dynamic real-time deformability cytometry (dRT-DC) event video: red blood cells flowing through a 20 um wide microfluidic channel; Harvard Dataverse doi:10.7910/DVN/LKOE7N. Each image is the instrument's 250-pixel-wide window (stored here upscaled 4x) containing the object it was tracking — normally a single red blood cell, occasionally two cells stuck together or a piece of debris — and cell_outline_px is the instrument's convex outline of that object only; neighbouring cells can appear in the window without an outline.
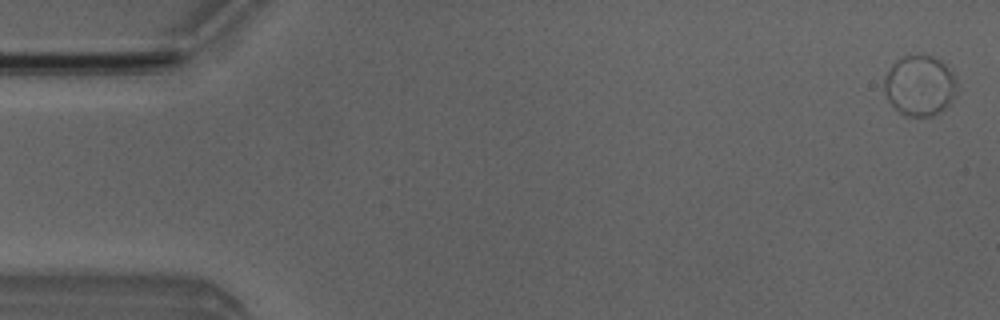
{"species": "Egyptian fruit bat (a non-hibernating species)", "species_latin": "Rousettus aegyptiacus", "temperature_condition": "room temperature", "stored_images_in_passage": 5, "camera_frame_rate_fps": 3000, "um_per_image_px": 0.085, "animal": {"sex": "male"}, "frame": {"image": 1, "passage_image": 1, "time_ms": 0.0, "image_size_px": [1000, 320], "cell_outline_px": [[956, 88], [948, 104], [944, 108], [932, 116], [904, 116], [888, 100], [884, 88], [884, 76], [892, 64], [896, 60], [904, 56], [932, 56], [940, 60], [952, 72], [956, 84]], "centroid_in_image_um": [78.13, 7.27], "position_along_channel_um": 6.9, "area_um2": 25.14}}
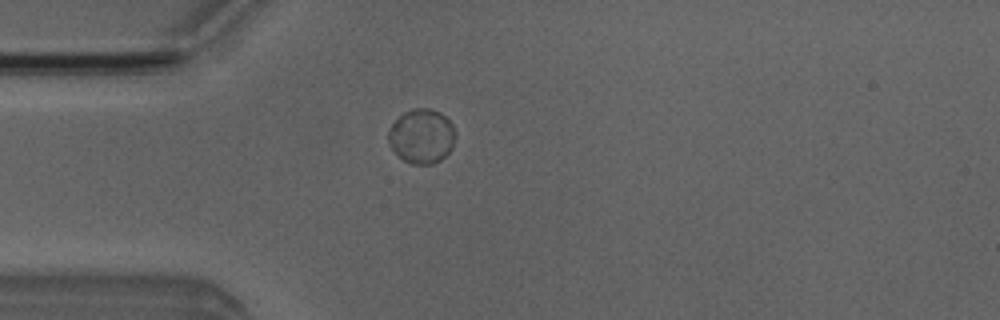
{"frame": {"image": 2, "passage_image": 4, "time_ms": 4.333, "image_size_px": [1000, 320], "cell_outline_px": [[456, 132], [452, 148], [440, 160], [432, 164], [412, 164], [404, 160], [388, 144], [388, 132], [392, 124], [404, 112], [412, 108], [432, 108], [440, 112], [452, 124]], "centroid_in_image_um": [35.85, 11.56], "position_along_channel_um": 49.2, "area_um2": 21.21}}